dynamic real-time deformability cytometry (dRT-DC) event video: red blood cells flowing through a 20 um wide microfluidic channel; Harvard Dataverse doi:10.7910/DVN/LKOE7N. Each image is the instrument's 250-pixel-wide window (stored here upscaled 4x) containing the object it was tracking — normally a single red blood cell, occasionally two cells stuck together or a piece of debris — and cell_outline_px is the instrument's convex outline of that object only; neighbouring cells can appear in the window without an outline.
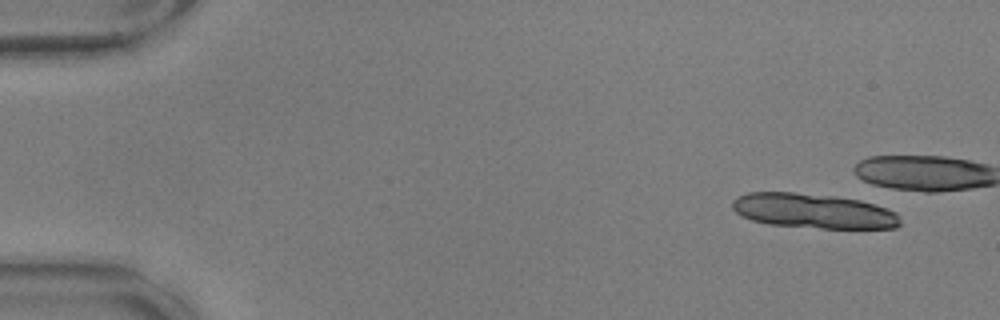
{"species": "common noctule bat (a hibernating species)", "species_latin": "Nyctalus noctula", "temperature_condition": "warm", "stored_images_in_passage": 4, "camera_frame_rate_fps": 3000, "um_per_image_px": 0.085, "animal": {"sex": "male", "body_mass_g": 17.9, "forearm_length_mm": 54.2}, "frame": {"image": 1, "passage_image": 1, "time_ms": 0.0, "image_size_px": [1000, 320], "cell_outline_px": [[900, 224], [896, 228], [820, 228], [768, 224], [752, 220], [736, 212], [732, 208], [732, 200], [736, 196], [748, 192], [792, 192], [836, 196], [860, 200], [896, 212], [900, 220]], "centroid_in_image_um": [69.11, 17.92], "position_along_channel_um": 15.9, "area_um2": 33.93}}